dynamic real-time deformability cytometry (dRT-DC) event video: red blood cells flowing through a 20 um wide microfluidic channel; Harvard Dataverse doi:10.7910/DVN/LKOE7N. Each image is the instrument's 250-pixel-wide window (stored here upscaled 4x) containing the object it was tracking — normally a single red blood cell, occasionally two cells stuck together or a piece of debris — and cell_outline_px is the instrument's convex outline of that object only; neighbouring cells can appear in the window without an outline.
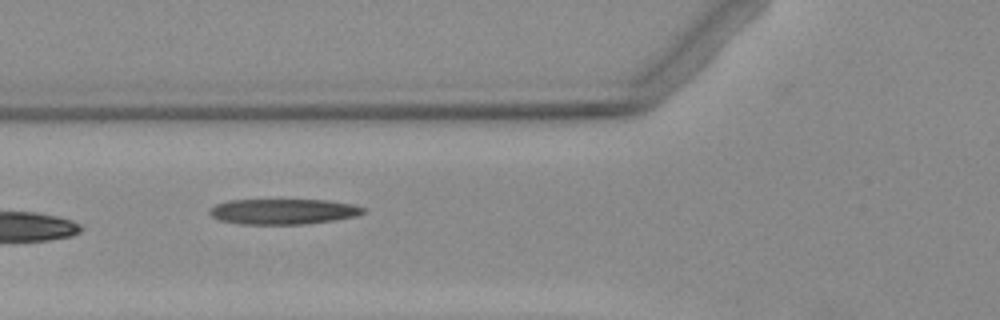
{"species": "Egyptian fruit bat (a non-hibernating species)", "species_latin": "Rousettus aegyptiacus", "temperature_condition": "warm", "stored_images_in_passage": 7, "camera_frame_rate_fps": 3000, "um_per_image_px": 0.085, "animal": {"sex": "female"}, "frame": {"image": 1, "passage_image": 6, "time_ms": 6.667, "image_size_px": [1000, 320], "cell_outline_px": [[368, 212], [360, 216], [304, 224], [240, 224], [220, 220], [212, 216], [208, 212], [216, 204], [228, 200], [328, 200], [356, 204], [364, 208]], "centroid_in_image_um": [24.15, 17.97], "position_along_channel_um": 101.7, "area_um2": 22.95}}
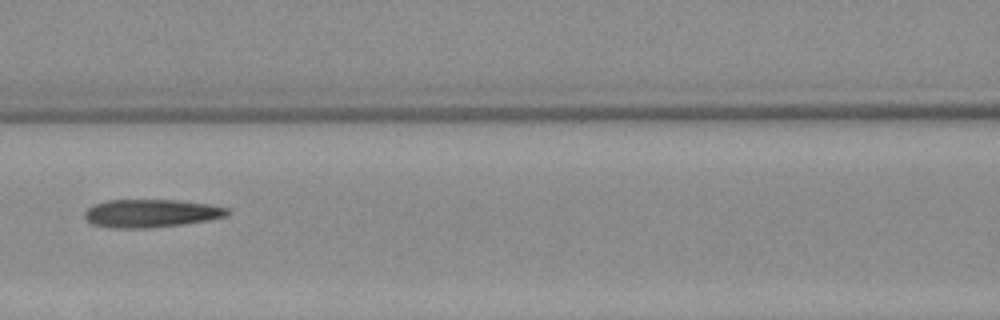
{"frame": {"image": 2, "passage_image": 7, "time_ms": 8.0, "image_size_px": [1000, 320], "cell_outline_px": [[228, 216], [208, 220], [180, 224], [144, 228], [116, 228], [92, 224], [84, 216], [84, 212], [88, 208], [96, 204], [108, 200], [176, 200], [208, 204], [228, 208]], "centroid_in_image_um": [12.83, 18.12], "position_along_channel_um": 153.8, "area_um2": 23.0}}